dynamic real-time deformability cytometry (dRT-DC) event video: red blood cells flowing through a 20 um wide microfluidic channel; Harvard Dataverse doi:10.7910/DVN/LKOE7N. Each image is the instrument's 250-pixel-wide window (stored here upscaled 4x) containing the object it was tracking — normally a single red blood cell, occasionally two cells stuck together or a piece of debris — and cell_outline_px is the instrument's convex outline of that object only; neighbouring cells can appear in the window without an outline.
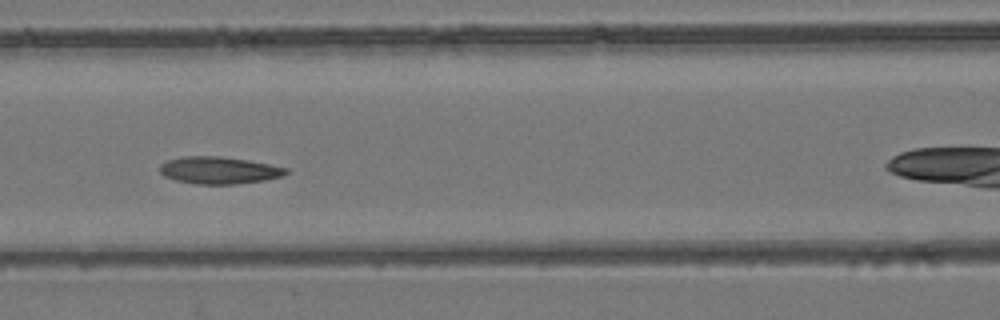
{"species": "common noctule bat (a hibernating species)", "species_latin": "Nyctalus noctula", "temperature_condition": "room temperature", "stored_images_in_passage": 6, "camera_frame_rate_fps": 3000, "um_per_image_px": 0.085, "animal": {"sex": "female", "body_mass_g": 24.6, "forearm_length_mm": 56.2}, "frame": {"image": 1, "passage_image": 4, "time_ms": 1.0, "image_size_px": [1000, 320], "cell_outline_px": [[288, 172], [284, 176], [264, 180], [236, 184], [196, 184], [176, 180], [164, 176], [160, 172], [160, 164], [168, 160], [184, 156], [220, 156], [248, 160], [288, 168]], "centroid_in_image_um": [18.62, 14.47], "position_along_channel_um": 148.0, "area_um2": 19.94}}